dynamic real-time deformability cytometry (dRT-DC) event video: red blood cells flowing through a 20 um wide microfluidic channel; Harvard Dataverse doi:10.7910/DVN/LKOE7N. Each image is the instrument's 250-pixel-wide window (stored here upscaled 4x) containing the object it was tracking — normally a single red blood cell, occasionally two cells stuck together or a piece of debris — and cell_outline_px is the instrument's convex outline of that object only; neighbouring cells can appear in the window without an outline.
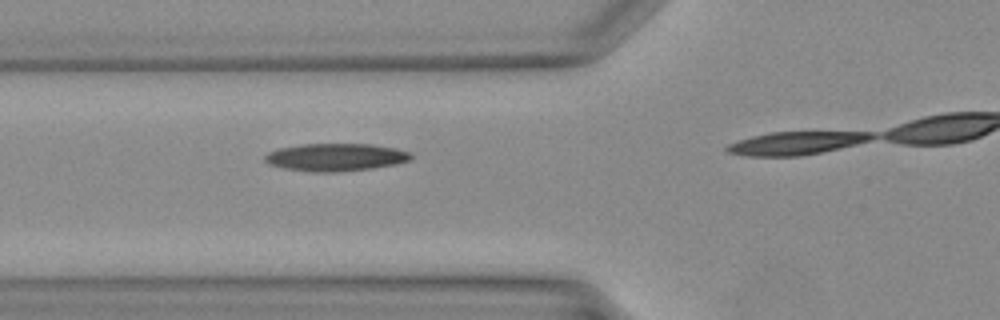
{"species": "Egyptian fruit bat (a non-hibernating species)", "species_latin": "Rousettus aegyptiacus", "temperature_condition": "warm", "stored_images_in_passage": 12, "camera_frame_rate_fps": 3000, "um_per_image_px": 0.085, "animal": {"sex": "female"}, "frame": {"image": 1, "passage_image": 9, "time_ms": 2.667, "image_size_px": [1000, 320], "cell_outline_px": [[412, 156], [408, 160], [396, 164], [372, 168], [332, 172], [312, 172], [288, 168], [268, 164], [264, 160], [264, 156], [268, 152], [280, 148], [300, 144], [372, 144], [396, 148], [408, 152]], "centroid_in_image_um": [28.51, 13.35], "position_along_channel_um": 97.3, "area_um2": 23.29}}